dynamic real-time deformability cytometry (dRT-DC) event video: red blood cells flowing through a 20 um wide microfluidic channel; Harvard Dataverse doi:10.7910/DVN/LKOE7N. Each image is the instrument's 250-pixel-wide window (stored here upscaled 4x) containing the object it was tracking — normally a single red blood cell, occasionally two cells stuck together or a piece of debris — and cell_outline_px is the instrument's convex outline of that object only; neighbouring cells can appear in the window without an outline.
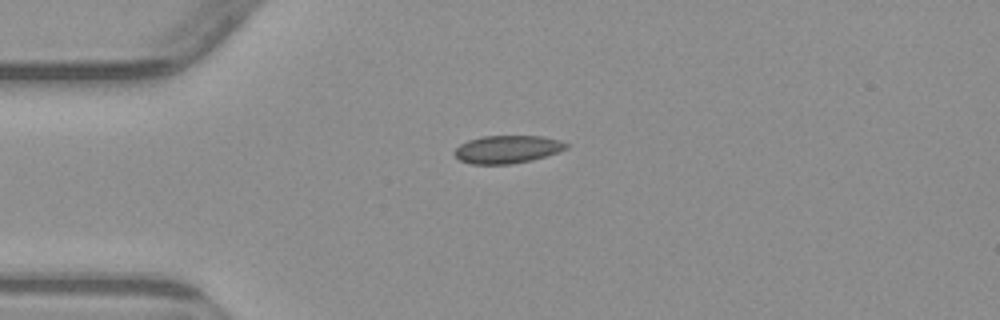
{"species": "common noctule bat (a hibernating species)", "species_latin": "Nyctalus noctula", "temperature_condition": "warm", "stored_images_in_passage": 1, "camera_frame_rate_fps": 3000, "um_per_image_px": 0.085, "animal": {"sex": "male", "body_mass_g": 23.1, "forearm_length_mm": 52.7}, "frame": {"image": 1, "passage_image": 1, "time_ms": 0.0, "image_size_px": [1000, 320], "cell_outline_px": [[568, 148], [560, 152], [532, 160], [512, 164], [472, 164], [460, 160], [452, 152], [460, 144], [468, 140], [484, 136], [544, 136], [560, 140], [568, 144]], "centroid_in_image_um": [43.15, 12.69], "position_along_channel_um": 41.9, "area_um2": 18.26}}